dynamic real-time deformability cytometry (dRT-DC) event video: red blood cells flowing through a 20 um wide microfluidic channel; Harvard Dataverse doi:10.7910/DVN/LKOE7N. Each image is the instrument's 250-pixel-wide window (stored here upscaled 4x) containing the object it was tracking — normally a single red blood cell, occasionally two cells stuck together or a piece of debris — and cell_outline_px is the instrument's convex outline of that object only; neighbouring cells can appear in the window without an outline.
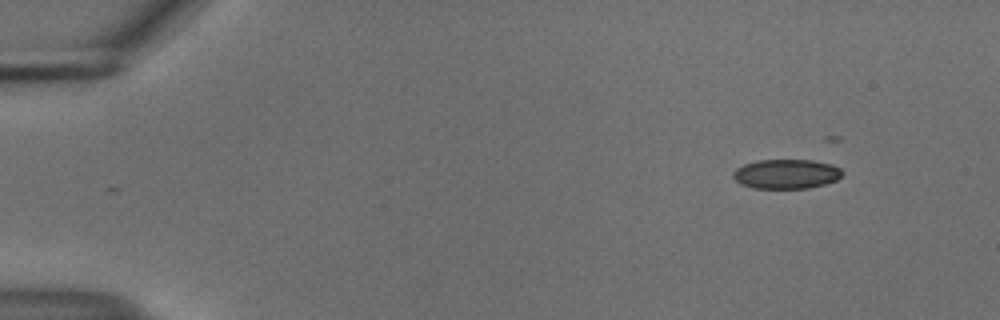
{"species": "common noctule bat (a hibernating species)", "species_latin": "Nyctalus noctula", "temperature_condition": "cold", "stored_images_in_passage": 19, "camera_frame_rate_fps": 3000, "um_per_image_px": 0.085, "animal": {"sex": "male", "body_mass_g": 18.8}, "frame": {"image": 1, "passage_image": 1, "time_ms": 0.0, "image_size_px": [1000, 320], "cell_outline_px": [[844, 172], [836, 180], [824, 184], [808, 188], [752, 188], [740, 184], [732, 176], [732, 172], [736, 168], [744, 164], [756, 160], [812, 160], [832, 164], [840, 168]], "centroid_in_image_um": [66.81, 14.78], "position_along_channel_um": 18.2, "area_um2": 18.84}}
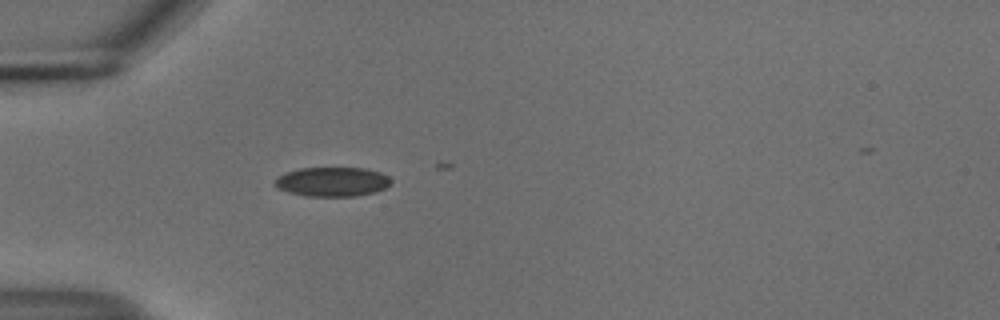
{"frame": {"image": 2, "passage_image": 12, "time_ms": 3.667, "image_size_px": [1000, 320], "cell_outline_px": [[392, 184], [376, 192], [356, 196], [308, 196], [288, 192], [276, 188], [276, 180], [284, 172], [300, 168], [364, 168], [380, 172], [388, 176], [392, 180]], "centroid_in_image_um": [28.28, 15.45], "position_along_channel_um": 56.7, "area_um2": 19.88}}
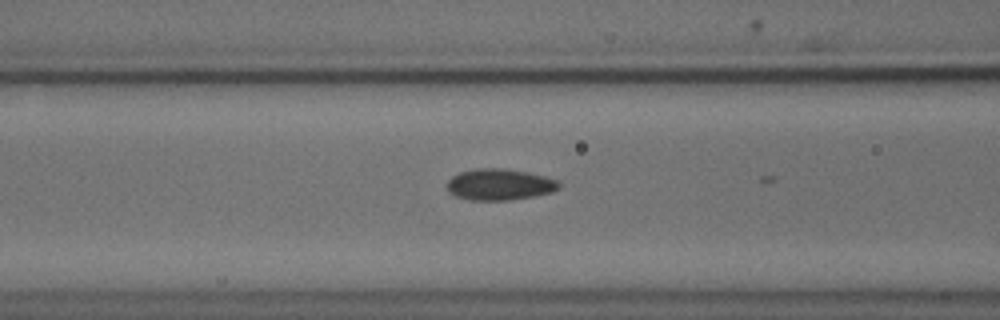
{"frame": {"image": 3, "passage_image": 18, "time_ms": 5.667, "image_size_px": [1000, 320], "cell_outline_px": [[560, 188], [552, 192], [512, 200], [468, 200], [456, 196], [448, 192], [448, 180], [452, 176], [460, 172], [476, 168], [504, 168], [528, 172], [560, 180]], "centroid_in_image_um": [42.48, 15.68], "position_along_channel_um": 124.1, "area_um2": 20.58}}